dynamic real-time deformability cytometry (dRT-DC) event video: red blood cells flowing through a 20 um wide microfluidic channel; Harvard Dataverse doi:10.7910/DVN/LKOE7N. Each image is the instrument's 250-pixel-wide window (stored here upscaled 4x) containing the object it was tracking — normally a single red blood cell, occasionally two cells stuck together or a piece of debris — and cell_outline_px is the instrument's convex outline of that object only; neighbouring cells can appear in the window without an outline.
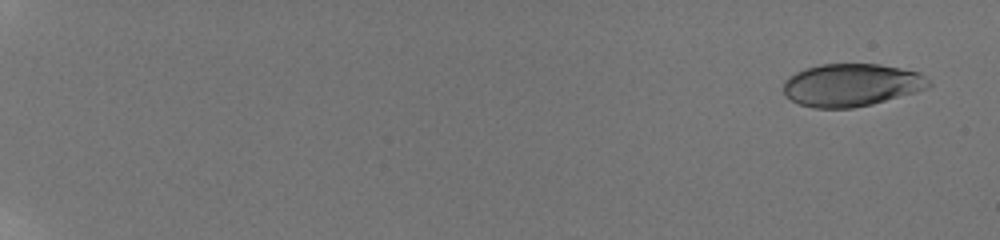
{"species": "human", "species_latin": "Homo sapiens", "temperature_condition": "room temperature", "stored_images_in_passage": 17, "camera_frame_rate_fps": 3000, "um_per_image_px": 0.085, "donor": {"sex": "male"}, "frame": {"image": 1, "passage_image": 2, "time_ms": 0.333, "image_size_px": [1000, 240], "cell_outline_px": [[932, 84], [928, 88], [916, 92], [872, 104], [852, 108], [816, 108], [800, 104], [784, 96], [784, 80], [788, 76], [804, 68], [820, 64], [880, 64], [920, 72]], "centroid_in_image_um": [72.36, 7.22], "position_along_channel_um": 12.6, "area_um2": 36.3}}
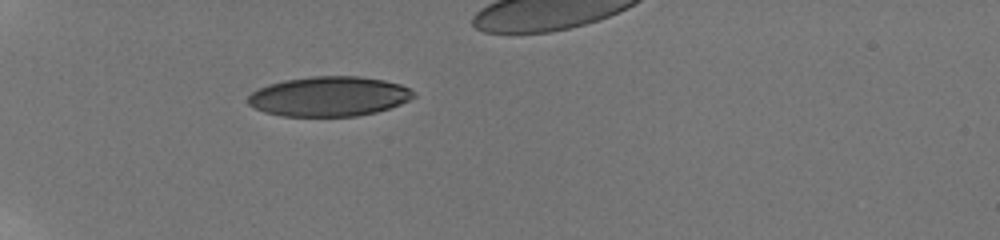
{"frame": {"image": 2, "passage_image": 11, "time_ms": 3.333, "image_size_px": [1000, 240], "cell_outline_px": [[416, 96], [400, 104], [376, 112], [356, 116], [284, 116], [264, 112], [248, 104], [248, 96], [252, 92], [268, 84], [284, 80], [312, 76], [360, 76], [384, 80], [400, 84], [416, 92]], "centroid_in_image_um": [27.98, 8.19], "position_along_channel_um": 57.0, "area_um2": 38.38}}
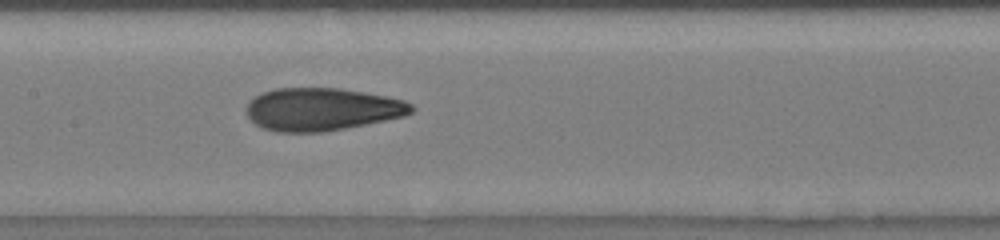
{"frame": {"image": 3, "passage_image": 17, "time_ms": 5.333, "image_size_px": [1000, 240], "cell_outline_px": [[416, 108], [412, 112], [404, 116], [324, 132], [276, 132], [264, 128], [256, 124], [248, 116], [248, 104], [256, 96], [264, 92], [276, 88], [340, 88], [364, 92], [404, 100], [412, 104]], "centroid_in_image_um": [27.39, 9.29], "position_along_channel_um": 180.0, "area_um2": 40.69}}